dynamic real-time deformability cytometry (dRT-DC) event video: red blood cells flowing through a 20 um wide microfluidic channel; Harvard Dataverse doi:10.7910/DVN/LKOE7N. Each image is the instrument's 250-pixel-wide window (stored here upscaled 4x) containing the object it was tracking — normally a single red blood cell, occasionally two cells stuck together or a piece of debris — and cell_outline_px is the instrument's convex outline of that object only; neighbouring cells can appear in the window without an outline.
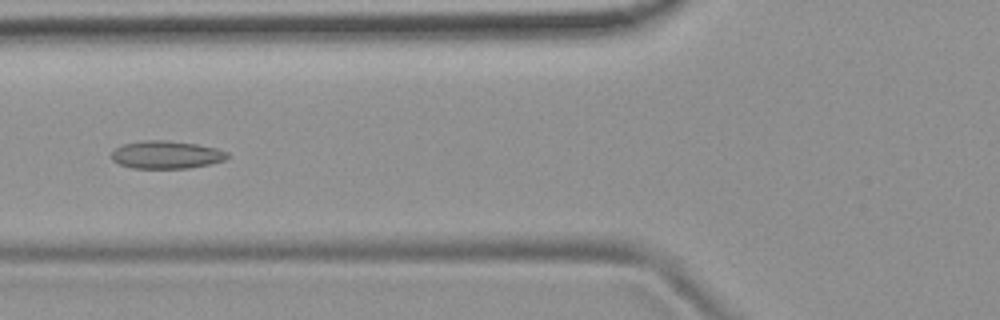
{"species": "common noctule bat (a hibernating species)", "species_latin": "Nyctalus noctula", "temperature_condition": "room temperature", "stored_images_in_passage": 46, "camera_frame_rate_fps": 3000, "um_per_image_px": 0.085, "animal": {"sex": "female", "body_mass_g": 19.9}, "frame": {"image": 1, "passage_image": 14, "time_ms": 4.333, "image_size_px": [1000, 320], "cell_outline_px": [[232, 156], [224, 160], [208, 164], [188, 168], [132, 168], [120, 164], [112, 160], [112, 152], [120, 144], [144, 140], [164, 140], [196, 144], [216, 148], [228, 152]], "centroid_in_image_um": [14.14, 13.15], "position_along_channel_um": 111.7, "area_um2": 18.79}}
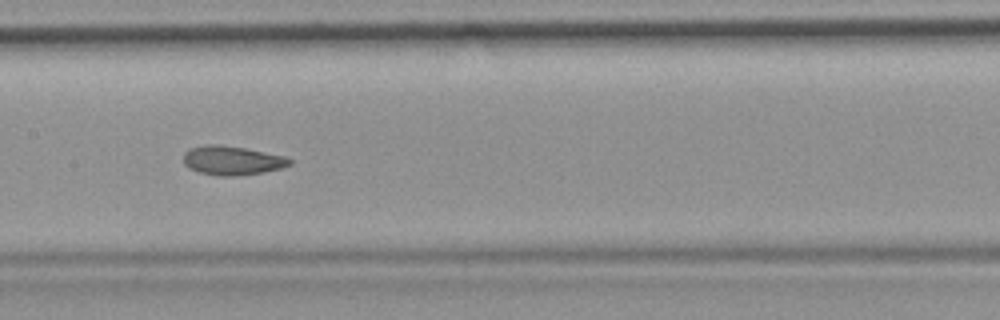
{"frame": {"image": 2, "passage_image": 20, "time_ms": 6.333, "image_size_px": [1000, 320], "cell_outline_px": [[292, 164], [280, 168], [264, 172], [232, 176], [220, 176], [200, 172], [188, 168], [184, 164], [184, 152], [188, 148], [204, 144], [220, 144], [244, 148], [284, 156], [292, 160]], "centroid_in_image_um": [19.69, 13.63], "position_along_channel_um": 187.7, "area_um2": 17.98}}
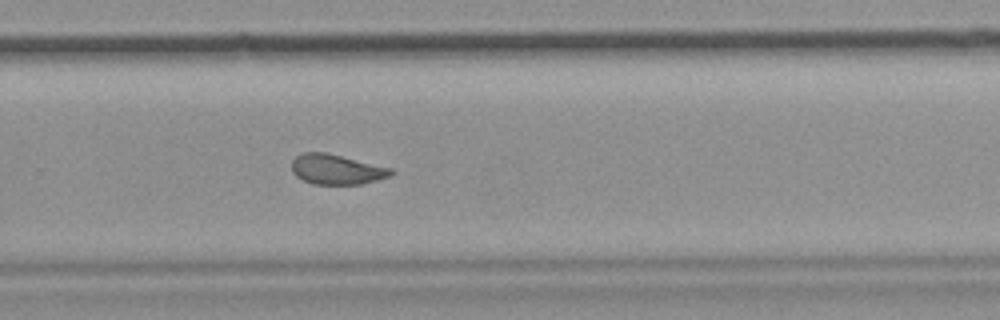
{"frame": {"image": 3, "passage_image": 29, "time_ms": 9.333, "image_size_px": [1000, 320], "cell_outline_px": [[396, 172], [392, 176], [360, 184], [312, 184], [296, 176], [292, 172], [292, 160], [296, 156], [304, 152], [328, 152], [392, 168]], "centroid_in_image_um": [28.63, 14.39], "position_along_channel_um": 301.2, "area_um2": 17.57}, "authors_computed_cell_mechanics": {"area_um2": 18.3804, "velocity_mm_per_s": 3.801, "shape_relaxation_time_tau1_ms": null, "shape_relaxation_time_tau2_ms": 1.7859, "deformation_change_tau1": null, "deformation_change_tau2": 0.0824}}